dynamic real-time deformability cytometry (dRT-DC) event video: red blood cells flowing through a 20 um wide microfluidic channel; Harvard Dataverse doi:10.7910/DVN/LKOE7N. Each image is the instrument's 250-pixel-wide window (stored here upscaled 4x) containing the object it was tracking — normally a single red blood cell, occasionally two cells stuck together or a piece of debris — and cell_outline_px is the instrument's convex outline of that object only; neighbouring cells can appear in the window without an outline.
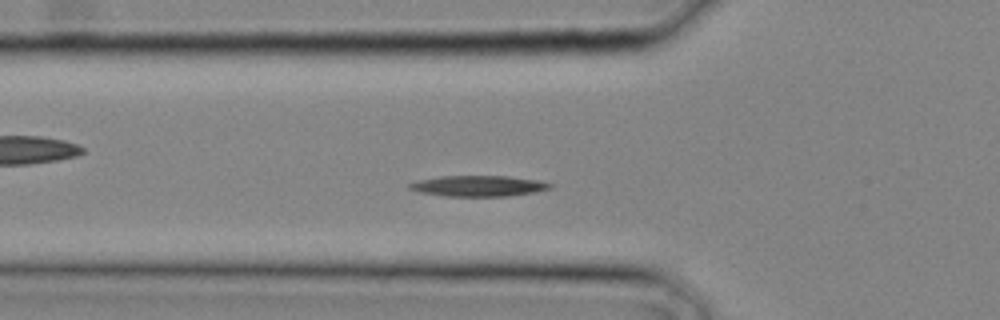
{"species": "common noctule bat (a hibernating species)", "species_latin": "Nyctalus noctula", "temperature_condition": "cold", "stored_images_in_passage": 26, "camera_frame_rate_fps": 3000, "um_per_image_px": 0.085, "animal": {"sex": "male", "body_mass_g": 20.4}, "frame": {"image": 1, "passage_image": 7, "time_ms": 2.0, "image_size_px": [1000, 320], "cell_outline_px": [[552, 188], [536, 192], [508, 196], [448, 196], [420, 192], [408, 188], [408, 184], [416, 180], [440, 176], [508, 176], [536, 180], [552, 184]], "centroid_in_image_um": [40.65, 15.8], "position_along_channel_um": 85.1, "area_um2": 16.99}}
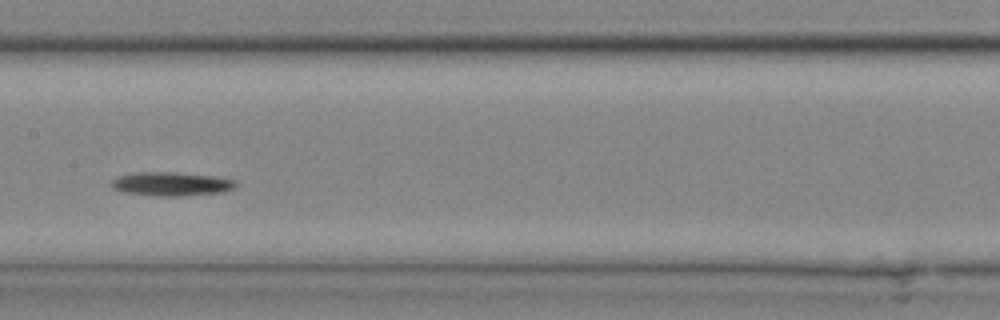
{"frame": {"image": 2, "passage_image": 12, "time_ms": 3.667, "image_size_px": [1000, 320], "cell_outline_px": [[236, 184], [232, 188], [224, 192], [176, 196], [156, 196], [124, 192], [112, 188], [112, 180], [116, 176], [136, 172], [176, 172], [212, 176], [236, 180]], "centroid_in_image_um": [14.52, 15.63], "position_along_channel_um": 192.9, "area_um2": 17.17}}
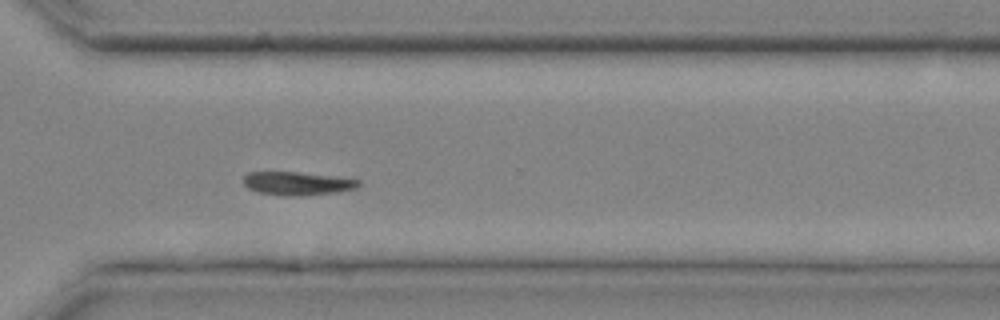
{"frame": {"image": 3, "passage_image": 19, "time_ms": 6.0, "image_size_px": [1000, 320], "cell_outline_px": [[360, 184], [356, 188], [336, 192], [300, 196], [260, 192], [248, 188], [244, 184], [244, 176], [248, 172], [296, 172], [332, 176], [360, 180]], "centroid_in_image_um": [25.28, 15.58], "position_along_channel_um": 345.3, "area_um2": 15.26}}